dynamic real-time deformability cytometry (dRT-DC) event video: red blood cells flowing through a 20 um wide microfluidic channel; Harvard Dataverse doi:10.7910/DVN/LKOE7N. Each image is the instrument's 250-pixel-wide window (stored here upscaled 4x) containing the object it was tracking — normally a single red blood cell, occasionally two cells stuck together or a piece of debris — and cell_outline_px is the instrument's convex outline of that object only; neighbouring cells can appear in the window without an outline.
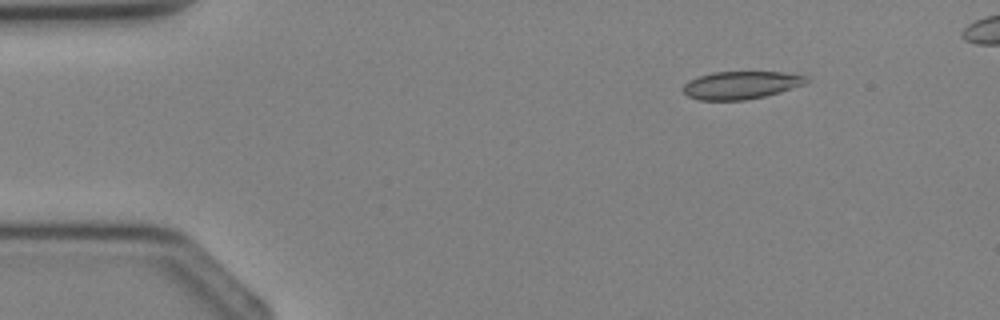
{"species": "Egyptian fruit bat (a non-hibernating species)", "species_latin": "Rousettus aegyptiacus", "temperature_condition": "cold", "stored_images_in_passage": 3, "camera_frame_rate_fps": 3000, "um_per_image_px": 0.085, "animal": {"sex": "female"}, "frame": {"image": 1, "passage_image": 1, "time_ms": 0.0, "image_size_px": [1000, 320], "cell_outline_px": [[808, 80], [804, 84], [780, 92], [764, 96], [744, 100], [700, 100], [688, 96], [684, 92], [684, 84], [688, 80], [712, 72], [784, 72], [808, 76]], "centroid_in_image_um": [62.99, 7.23], "position_along_channel_um": 22.0, "area_um2": 19.83}}